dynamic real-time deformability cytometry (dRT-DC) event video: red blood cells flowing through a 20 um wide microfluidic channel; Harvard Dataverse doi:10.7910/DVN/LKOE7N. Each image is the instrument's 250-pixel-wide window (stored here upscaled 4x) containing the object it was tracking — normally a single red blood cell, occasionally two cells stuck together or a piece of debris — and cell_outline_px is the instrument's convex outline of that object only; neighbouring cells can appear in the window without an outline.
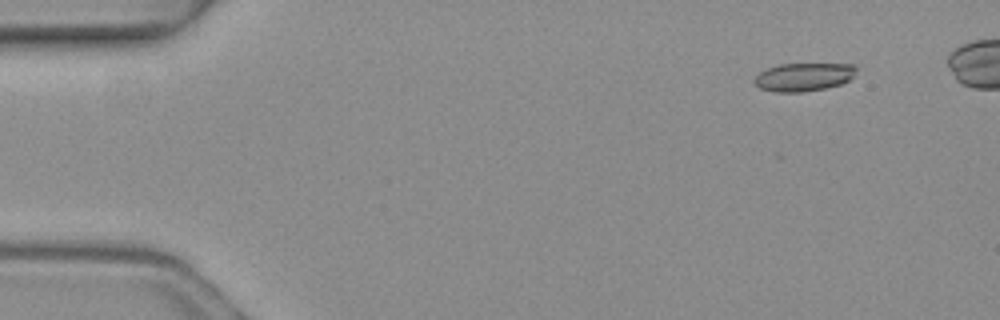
{"species": "common noctule bat (a hibernating species)", "species_latin": "Nyctalus noctula", "temperature_condition": "warm", "stored_images_in_passage": 9, "segment_of_instrument_passage": [1, 2], "camera_frame_rate_fps": 3000, "um_per_image_px": 0.085, "animal": {"sex": "female", "body_mass_g": 19.3, "forearm_length_mm": 54.1}, "frame": {"image": 1, "passage_image": 2, "time_ms": 0.333, "image_size_px": [1000, 320], "cell_outline_px": [[856, 68], [852, 76], [848, 80], [840, 84], [824, 88], [800, 92], [776, 92], [760, 88], [752, 80], [760, 72], [768, 68], [780, 64], [856, 64]], "centroid_in_image_um": [68.29, 6.54], "position_along_channel_um": 16.7, "area_um2": 16.53}}
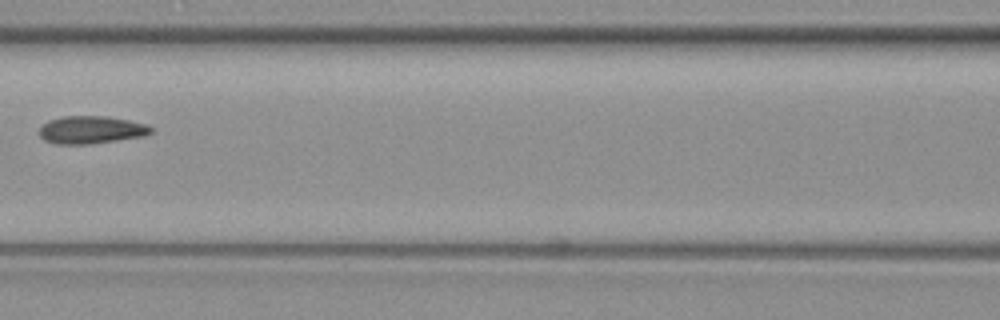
{"frame": {"image": 2, "passage_image": 7, "time_ms": 2.0, "image_size_px": [1000, 320], "cell_outline_px": [[152, 132], [144, 136], [88, 144], [56, 144], [44, 140], [40, 136], [40, 128], [48, 120], [64, 116], [104, 116], [128, 120], [148, 124], [152, 128]], "centroid_in_image_um": [7.75, 11.03], "position_along_channel_um": 158.9, "area_um2": 17.92}}
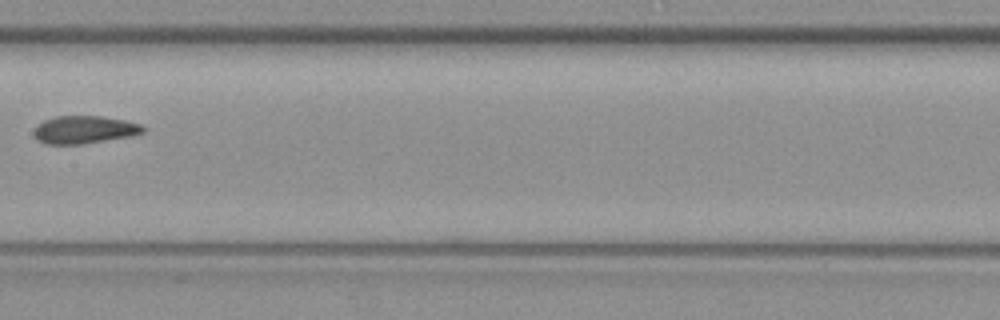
{"frame": {"image": 3, "passage_image": 8, "time_ms": 2.333, "image_size_px": [1000, 320], "cell_outline_px": [[144, 132], [132, 136], [80, 144], [44, 144], [36, 140], [32, 136], [32, 132], [36, 124], [44, 120], [56, 116], [100, 116], [124, 120], [140, 124], [144, 128]], "centroid_in_image_um": [7.09, 11.03], "position_along_channel_um": 200.3, "area_um2": 17.8}}